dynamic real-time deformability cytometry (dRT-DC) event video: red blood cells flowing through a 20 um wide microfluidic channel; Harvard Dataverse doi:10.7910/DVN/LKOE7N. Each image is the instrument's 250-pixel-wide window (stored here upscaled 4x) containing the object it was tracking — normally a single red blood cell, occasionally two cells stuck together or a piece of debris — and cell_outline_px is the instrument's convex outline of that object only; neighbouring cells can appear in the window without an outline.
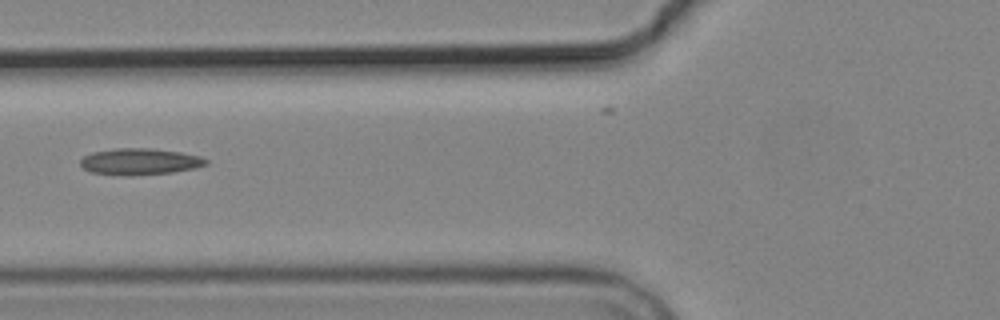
{"species": "common noctule bat (a hibernating species)", "species_latin": "Nyctalus noctula", "temperature_condition": "cold", "stored_images_in_passage": 6, "camera_frame_rate_fps": 3000, "um_per_image_px": 0.085, "animal": {"sex": "male", "body_mass_g": 19.2, "forearm_length_mm": 51.8}, "frame": {"image": 1, "passage_image": 2, "time_ms": 1.333, "image_size_px": [1000, 320], "cell_outline_px": [[208, 164], [196, 168], [172, 172], [132, 176], [128, 176], [92, 172], [84, 168], [80, 164], [80, 160], [84, 156], [92, 152], [116, 148], [152, 148], [180, 152], [200, 156], [208, 160]], "centroid_in_image_um": [11.9, 13.73], "position_along_channel_um": 113.9, "area_um2": 19.42}}
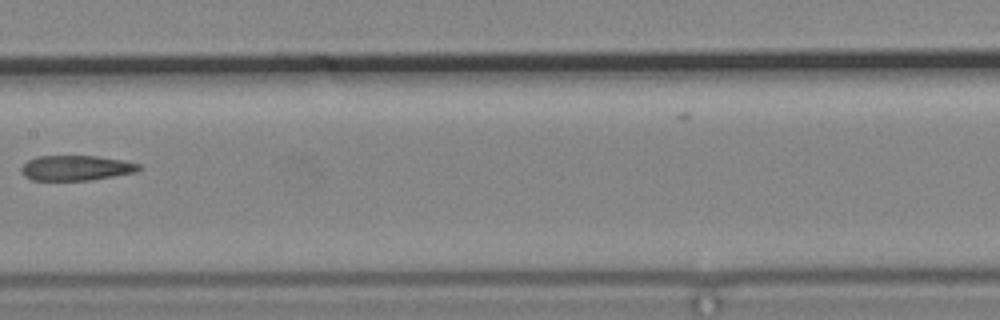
{"frame": {"image": 2, "passage_image": 4, "time_ms": 3.667, "image_size_px": [1000, 320], "cell_outline_px": [[140, 168], [136, 172], [92, 180], [32, 180], [24, 176], [20, 172], [20, 168], [28, 160], [36, 156], [96, 156], [124, 160], [140, 164]], "centroid_in_image_um": [6.45, 14.27], "position_along_channel_um": 201.0, "area_um2": 17.28}}
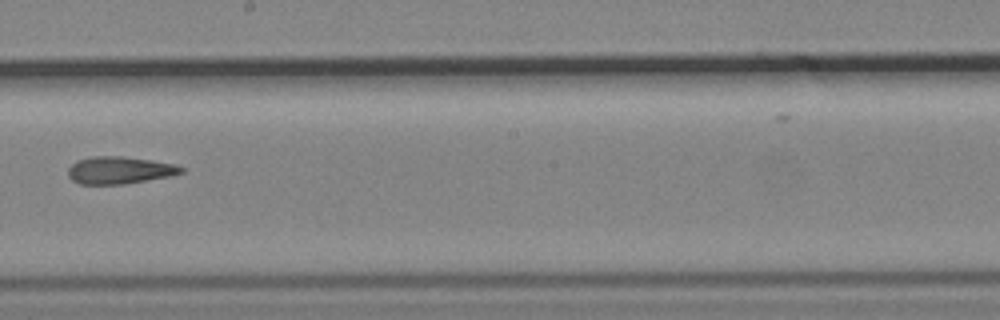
{"frame": {"image": 3, "passage_image": 5, "time_ms": 4.667, "image_size_px": [1000, 320], "cell_outline_px": [[184, 172], [172, 176], [124, 184], [80, 184], [72, 180], [68, 176], [68, 168], [76, 160], [92, 156], [124, 156], [152, 160], [176, 164], [184, 168]], "centroid_in_image_um": [10.17, 14.46], "position_along_channel_um": 238.0, "area_um2": 18.21}}